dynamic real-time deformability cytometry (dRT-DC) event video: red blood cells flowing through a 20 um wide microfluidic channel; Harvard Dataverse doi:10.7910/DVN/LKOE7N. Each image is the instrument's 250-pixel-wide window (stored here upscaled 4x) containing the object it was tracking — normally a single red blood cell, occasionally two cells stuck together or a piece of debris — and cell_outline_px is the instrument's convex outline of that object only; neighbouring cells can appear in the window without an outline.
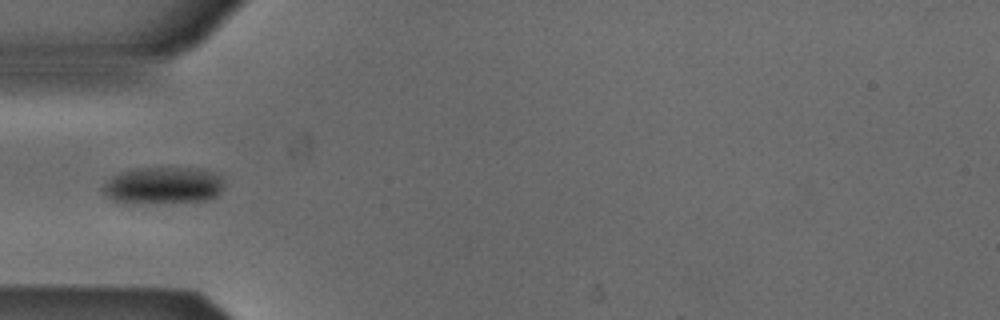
{"species": "Egyptian fruit bat (a non-hibernating species)", "species_latin": "Rousettus aegyptiacus", "temperature_condition": "cold", "stored_images_in_passage": 4, "camera_frame_rate_fps": 3000, "um_per_image_px": 0.085, "animal": {"sex": "male"}, "frame": {"image": 1, "passage_image": 4, "time_ms": 1.0, "image_size_px": [1000, 320], "cell_outline_px": [[224, 188], [216, 196], [208, 200], [144, 204], [132, 204], [112, 200], [104, 192], [104, 184], [112, 176], [120, 172], [132, 168], [200, 168], [224, 176]], "centroid_in_image_um": [13.91, 15.77], "position_along_channel_um": 71.1, "area_um2": 26.59}}